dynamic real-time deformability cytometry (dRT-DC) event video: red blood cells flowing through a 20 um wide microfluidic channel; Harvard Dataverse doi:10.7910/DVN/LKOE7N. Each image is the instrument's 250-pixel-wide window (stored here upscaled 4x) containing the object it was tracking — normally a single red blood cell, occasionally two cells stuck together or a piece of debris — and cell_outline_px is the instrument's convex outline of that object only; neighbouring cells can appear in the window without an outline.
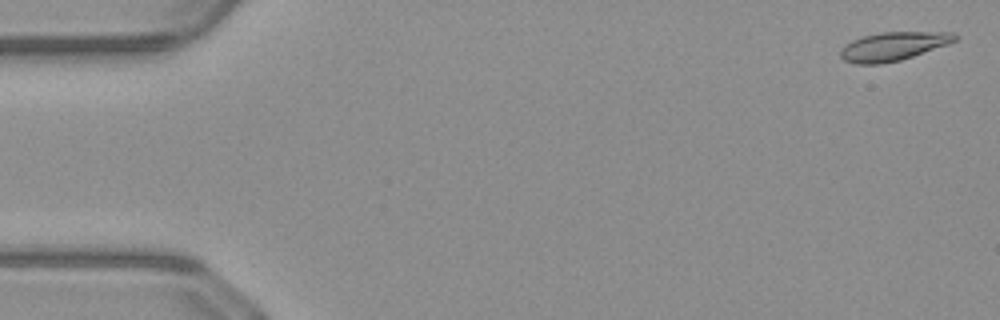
{"species": "common noctule bat (a hibernating species)", "species_latin": "Nyctalus noctula", "temperature_condition": "warm", "stored_images_in_passage": 15, "camera_frame_rate_fps": 3000, "um_per_image_px": 0.085, "animal": {"sex": "male", "body_mass_g": 23.1, "forearm_length_mm": 52.7}, "frame": {"image": 1, "passage_image": 2, "time_ms": 0.333, "image_size_px": [1000, 320], "cell_outline_px": [[960, 36], [956, 40], [948, 44], [900, 60], [880, 64], [856, 64], [844, 60], [840, 56], [840, 48], [844, 44], [852, 40], [864, 36], [880, 32], [952, 32]], "centroid_in_image_um": [75.9, 3.93], "position_along_channel_um": 9.1, "area_um2": 19.07}}
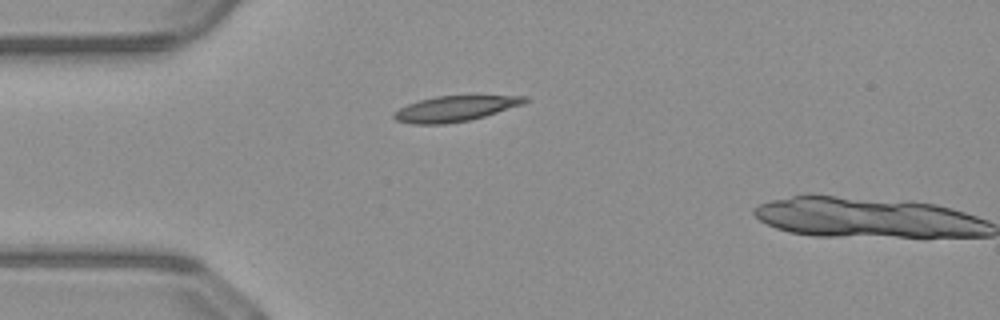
{"frame": {"image": 2, "passage_image": 14, "time_ms": 4.333, "image_size_px": [1000, 320], "cell_outline_px": [[528, 100], [524, 104], [484, 116], [468, 120], [448, 124], [412, 124], [396, 120], [392, 116], [392, 112], [408, 104], [420, 100], [436, 96], [528, 96]], "centroid_in_image_um": [38.65, 9.24], "position_along_channel_um": 46.3, "area_um2": 19.31}}